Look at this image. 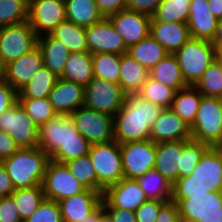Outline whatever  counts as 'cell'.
<instances>
[{
    "label": "cell",
    "instance_id": "6da1fadb",
    "mask_svg": "<svg viewBox=\"0 0 222 222\" xmlns=\"http://www.w3.org/2000/svg\"><path fill=\"white\" fill-rule=\"evenodd\" d=\"M38 147L63 163L89 153L91 144L78 132L70 115L56 114L38 128Z\"/></svg>",
    "mask_w": 222,
    "mask_h": 222
},
{
    "label": "cell",
    "instance_id": "7a4b0ae2",
    "mask_svg": "<svg viewBox=\"0 0 222 222\" xmlns=\"http://www.w3.org/2000/svg\"><path fill=\"white\" fill-rule=\"evenodd\" d=\"M164 110L139 94H128L121 109L113 116L114 140L119 144L150 139L154 121Z\"/></svg>",
    "mask_w": 222,
    "mask_h": 222
},
{
    "label": "cell",
    "instance_id": "3957f363",
    "mask_svg": "<svg viewBox=\"0 0 222 222\" xmlns=\"http://www.w3.org/2000/svg\"><path fill=\"white\" fill-rule=\"evenodd\" d=\"M222 191V157L208 147L188 177H179L172 185V195H198Z\"/></svg>",
    "mask_w": 222,
    "mask_h": 222
},
{
    "label": "cell",
    "instance_id": "277c9868",
    "mask_svg": "<svg viewBox=\"0 0 222 222\" xmlns=\"http://www.w3.org/2000/svg\"><path fill=\"white\" fill-rule=\"evenodd\" d=\"M50 156L41 148L19 149L1 161L15 189L42 185Z\"/></svg>",
    "mask_w": 222,
    "mask_h": 222
},
{
    "label": "cell",
    "instance_id": "5b68a950",
    "mask_svg": "<svg viewBox=\"0 0 222 222\" xmlns=\"http://www.w3.org/2000/svg\"><path fill=\"white\" fill-rule=\"evenodd\" d=\"M187 86H195L206 69L218 58L211 41L190 38L174 53Z\"/></svg>",
    "mask_w": 222,
    "mask_h": 222
},
{
    "label": "cell",
    "instance_id": "8992f818",
    "mask_svg": "<svg viewBox=\"0 0 222 222\" xmlns=\"http://www.w3.org/2000/svg\"><path fill=\"white\" fill-rule=\"evenodd\" d=\"M88 155L97 177V192L103 195L108 186L124 178L120 144L115 140L93 144Z\"/></svg>",
    "mask_w": 222,
    "mask_h": 222
},
{
    "label": "cell",
    "instance_id": "52a82bcc",
    "mask_svg": "<svg viewBox=\"0 0 222 222\" xmlns=\"http://www.w3.org/2000/svg\"><path fill=\"white\" fill-rule=\"evenodd\" d=\"M183 222H222V191L172 195Z\"/></svg>",
    "mask_w": 222,
    "mask_h": 222
},
{
    "label": "cell",
    "instance_id": "ba28073f",
    "mask_svg": "<svg viewBox=\"0 0 222 222\" xmlns=\"http://www.w3.org/2000/svg\"><path fill=\"white\" fill-rule=\"evenodd\" d=\"M190 130L192 139L209 147H214L222 139V105L219 97H201Z\"/></svg>",
    "mask_w": 222,
    "mask_h": 222
},
{
    "label": "cell",
    "instance_id": "9c48e42d",
    "mask_svg": "<svg viewBox=\"0 0 222 222\" xmlns=\"http://www.w3.org/2000/svg\"><path fill=\"white\" fill-rule=\"evenodd\" d=\"M0 130L8 133L19 149L38 147V127L18 102L0 116Z\"/></svg>",
    "mask_w": 222,
    "mask_h": 222
},
{
    "label": "cell",
    "instance_id": "30bf717a",
    "mask_svg": "<svg viewBox=\"0 0 222 222\" xmlns=\"http://www.w3.org/2000/svg\"><path fill=\"white\" fill-rule=\"evenodd\" d=\"M125 96L118 83L93 77L85 86L84 106L113 117L123 106Z\"/></svg>",
    "mask_w": 222,
    "mask_h": 222
},
{
    "label": "cell",
    "instance_id": "8fae6325",
    "mask_svg": "<svg viewBox=\"0 0 222 222\" xmlns=\"http://www.w3.org/2000/svg\"><path fill=\"white\" fill-rule=\"evenodd\" d=\"M38 36L28 21L0 27V57L6 65L37 47Z\"/></svg>",
    "mask_w": 222,
    "mask_h": 222
},
{
    "label": "cell",
    "instance_id": "7c38bea8",
    "mask_svg": "<svg viewBox=\"0 0 222 222\" xmlns=\"http://www.w3.org/2000/svg\"><path fill=\"white\" fill-rule=\"evenodd\" d=\"M78 132L91 144L114 140L113 117L85 106L71 115Z\"/></svg>",
    "mask_w": 222,
    "mask_h": 222
},
{
    "label": "cell",
    "instance_id": "4fadbf2b",
    "mask_svg": "<svg viewBox=\"0 0 222 222\" xmlns=\"http://www.w3.org/2000/svg\"><path fill=\"white\" fill-rule=\"evenodd\" d=\"M46 199L56 202L79 194L87 188L71 174L66 164L50 160L42 182Z\"/></svg>",
    "mask_w": 222,
    "mask_h": 222
},
{
    "label": "cell",
    "instance_id": "5bb4252c",
    "mask_svg": "<svg viewBox=\"0 0 222 222\" xmlns=\"http://www.w3.org/2000/svg\"><path fill=\"white\" fill-rule=\"evenodd\" d=\"M124 178L137 179L154 169L156 143L151 139L120 144Z\"/></svg>",
    "mask_w": 222,
    "mask_h": 222
},
{
    "label": "cell",
    "instance_id": "9a60e30c",
    "mask_svg": "<svg viewBox=\"0 0 222 222\" xmlns=\"http://www.w3.org/2000/svg\"><path fill=\"white\" fill-rule=\"evenodd\" d=\"M65 20V0L29 1L28 23L38 37L51 34V32Z\"/></svg>",
    "mask_w": 222,
    "mask_h": 222
},
{
    "label": "cell",
    "instance_id": "2e32d148",
    "mask_svg": "<svg viewBox=\"0 0 222 222\" xmlns=\"http://www.w3.org/2000/svg\"><path fill=\"white\" fill-rule=\"evenodd\" d=\"M147 199L136 179L122 178L104 190L101 204L103 208H119L135 212Z\"/></svg>",
    "mask_w": 222,
    "mask_h": 222
},
{
    "label": "cell",
    "instance_id": "e0dca14e",
    "mask_svg": "<svg viewBox=\"0 0 222 222\" xmlns=\"http://www.w3.org/2000/svg\"><path fill=\"white\" fill-rule=\"evenodd\" d=\"M88 52L112 53L121 55L127 53L128 48L122 36L115 30L108 18L86 28Z\"/></svg>",
    "mask_w": 222,
    "mask_h": 222
},
{
    "label": "cell",
    "instance_id": "ac0fdd59",
    "mask_svg": "<svg viewBox=\"0 0 222 222\" xmlns=\"http://www.w3.org/2000/svg\"><path fill=\"white\" fill-rule=\"evenodd\" d=\"M107 18L122 36L127 48L149 36L152 16L148 14L124 9Z\"/></svg>",
    "mask_w": 222,
    "mask_h": 222
},
{
    "label": "cell",
    "instance_id": "d6986e66",
    "mask_svg": "<svg viewBox=\"0 0 222 222\" xmlns=\"http://www.w3.org/2000/svg\"><path fill=\"white\" fill-rule=\"evenodd\" d=\"M150 139L158 144L187 141L192 139V136L190 126L171 108H164L151 127Z\"/></svg>",
    "mask_w": 222,
    "mask_h": 222
},
{
    "label": "cell",
    "instance_id": "ffe728a7",
    "mask_svg": "<svg viewBox=\"0 0 222 222\" xmlns=\"http://www.w3.org/2000/svg\"><path fill=\"white\" fill-rule=\"evenodd\" d=\"M43 66L42 52L37 46L29 53L6 64L4 81L18 92Z\"/></svg>",
    "mask_w": 222,
    "mask_h": 222
},
{
    "label": "cell",
    "instance_id": "44dd1931",
    "mask_svg": "<svg viewBox=\"0 0 222 222\" xmlns=\"http://www.w3.org/2000/svg\"><path fill=\"white\" fill-rule=\"evenodd\" d=\"M48 98L57 114L71 115L84 106L85 86L59 78Z\"/></svg>",
    "mask_w": 222,
    "mask_h": 222
},
{
    "label": "cell",
    "instance_id": "7402d4cb",
    "mask_svg": "<svg viewBox=\"0 0 222 222\" xmlns=\"http://www.w3.org/2000/svg\"><path fill=\"white\" fill-rule=\"evenodd\" d=\"M101 201L102 194L91 189L58 201L62 221L81 222L101 205Z\"/></svg>",
    "mask_w": 222,
    "mask_h": 222
},
{
    "label": "cell",
    "instance_id": "603a6c76",
    "mask_svg": "<svg viewBox=\"0 0 222 222\" xmlns=\"http://www.w3.org/2000/svg\"><path fill=\"white\" fill-rule=\"evenodd\" d=\"M149 35L158 41L168 54H174L191 38L187 23H167L155 21L153 18Z\"/></svg>",
    "mask_w": 222,
    "mask_h": 222
},
{
    "label": "cell",
    "instance_id": "cb8c5ba5",
    "mask_svg": "<svg viewBox=\"0 0 222 222\" xmlns=\"http://www.w3.org/2000/svg\"><path fill=\"white\" fill-rule=\"evenodd\" d=\"M188 28L192 38L211 41L214 37L218 19L210 12L207 0H191Z\"/></svg>",
    "mask_w": 222,
    "mask_h": 222
},
{
    "label": "cell",
    "instance_id": "d4e9b609",
    "mask_svg": "<svg viewBox=\"0 0 222 222\" xmlns=\"http://www.w3.org/2000/svg\"><path fill=\"white\" fill-rule=\"evenodd\" d=\"M182 141L162 142L156 144L154 169L157 170L171 185L179 178L181 168Z\"/></svg>",
    "mask_w": 222,
    "mask_h": 222
},
{
    "label": "cell",
    "instance_id": "484cf974",
    "mask_svg": "<svg viewBox=\"0 0 222 222\" xmlns=\"http://www.w3.org/2000/svg\"><path fill=\"white\" fill-rule=\"evenodd\" d=\"M37 46L42 52L43 65L60 78L71 51L51 34L39 36Z\"/></svg>",
    "mask_w": 222,
    "mask_h": 222
},
{
    "label": "cell",
    "instance_id": "4316f807",
    "mask_svg": "<svg viewBox=\"0 0 222 222\" xmlns=\"http://www.w3.org/2000/svg\"><path fill=\"white\" fill-rule=\"evenodd\" d=\"M149 76V71L130 55H120L119 85L126 95L138 93Z\"/></svg>",
    "mask_w": 222,
    "mask_h": 222
},
{
    "label": "cell",
    "instance_id": "83f0119b",
    "mask_svg": "<svg viewBox=\"0 0 222 222\" xmlns=\"http://www.w3.org/2000/svg\"><path fill=\"white\" fill-rule=\"evenodd\" d=\"M66 20L80 27H90L105 17L95 0H65Z\"/></svg>",
    "mask_w": 222,
    "mask_h": 222
},
{
    "label": "cell",
    "instance_id": "f1b7e54d",
    "mask_svg": "<svg viewBox=\"0 0 222 222\" xmlns=\"http://www.w3.org/2000/svg\"><path fill=\"white\" fill-rule=\"evenodd\" d=\"M93 77L92 54L71 52L60 78L86 86Z\"/></svg>",
    "mask_w": 222,
    "mask_h": 222
},
{
    "label": "cell",
    "instance_id": "f546056e",
    "mask_svg": "<svg viewBox=\"0 0 222 222\" xmlns=\"http://www.w3.org/2000/svg\"><path fill=\"white\" fill-rule=\"evenodd\" d=\"M153 80L171 87L176 92L187 87L181 73L177 58L174 54H168L161 59L149 72Z\"/></svg>",
    "mask_w": 222,
    "mask_h": 222
},
{
    "label": "cell",
    "instance_id": "4dcf8cb0",
    "mask_svg": "<svg viewBox=\"0 0 222 222\" xmlns=\"http://www.w3.org/2000/svg\"><path fill=\"white\" fill-rule=\"evenodd\" d=\"M202 96L195 86H187L175 92L170 108L191 127Z\"/></svg>",
    "mask_w": 222,
    "mask_h": 222
},
{
    "label": "cell",
    "instance_id": "1f68e13d",
    "mask_svg": "<svg viewBox=\"0 0 222 222\" xmlns=\"http://www.w3.org/2000/svg\"><path fill=\"white\" fill-rule=\"evenodd\" d=\"M59 77L43 66L32 79L17 92V99L48 98Z\"/></svg>",
    "mask_w": 222,
    "mask_h": 222
},
{
    "label": "cell",
    "instance_id": "d6a6232c",
    "mask_svg": "<svg viewBox=\"0 0 222 222\" xmlns=\"http://www.w3.org/2000/svg\"><path fill=\"white\" fill-rule=\"evenodd\" d=\"M127 54L144 66L149 72L168 52L150 35L128 48Z\"/></svg>",
    "mask_w": 222,
    "mask_h": 222
},
{
    "label": "cell",
    "instance_id": "836d02e7",
    "mask_svg": "<svg viewBox=\"0 0 222 222\" xmlns=\"http://www.w3.org/2000/svg\"><path fill=\"white\" fill-rule=\"evenodd\" d=\"M51 35L60 40L71 52H88L86 28L71 21L61 22Z\"/></svg>",
    "mask_w": 222,
    "mask_h": 222
},
{
    "label": "cell",
    "instance_id": "e575fe53",
    "mask_svg": "<svg viewBox=\"0 0 222 222\" xmlns=\"http://www.w3.org/2000/svg\"><path fill=\"white\" fill-rule=\"evenodd\" d=\"M136 180L148 199L172 200V185L157 170L152 169Z\"/></svg>",
    "mask_w": 222,
    "mask_h": 222
},
{
    "label": "cell",
    "instance_id": "d590c367",
    "mask_svg": "<svg viewBox=\"0 0 222 222\" xmlns=\"http://www.w3.org/2000/svg\"><path fill=\"white\" fill-rule=\"evenodd\" d=\"M191 0H162L152 18L167 23H187Z\"/></svg>",
    "mask_w": 222,
    "mask_h": 222
},
{
    "label": "cell",
    "instance_id": "8d00e7d4",
    "mask_svg": "<svg viewBox=\"0 0 222 222\" xmlns=\"http://www.w3.org/2000/svg\"><path fill=\"white\" fill-rule=\"evenodd\" d=\"M15 201L21 220L29 218L45 199L42 185L33 188L15 189L11 194Z\"/></svg>",
    "mask_w": 222,
    "mask_h": 222
},
{
    "label": "cell",
    "instance_id": "74e56055",
    "mask_svg": "<svg viewBox=\"0 0 222 222\" xmlns=\"http://www.w3.org/2000/svg\"><path fill=\"white\" fill-rule=\"evenodd\" d=\"M93 76L118 83L120 77V55L112 53L92 54Z\"/></svg>",
    "mask_w": 222,
    "mask_h": 222
},
{
    "label": "cell",
    "instance_id": "f35d334b",
    "mask_svg": "<svg viewBox=\"0 0 222 222\" xmlns=\"http://www.w3.org/2000/svg\"><path fill=\"white\" fill-rule=\"evenodd\" d=\"M195 87L203 96L219 97L222 94V61L219 58L206 69Z\"/></svg>",
    "mask_w": 222,
    "mask_h": 222
},
{
    "label": "cell",
    "instance_id": "ab89813d",
    "mask_svg": "<svg viewBox=\"0 0 222 222\" xmlns=\"http://www.w3.org/2000/svg\"><path fill=\"white\" fill-rule=\"evenodd\" d=\"M175 90L159 81L153 80L150 76L137 93L145 100L160 105L163 108H170L174 99Z\"/></svg>",
    "mask_w": 222,
    "mask_h": 222
},
{
    "label": "cell",
    "instance_id": "60d3db41",
    "mask_svg": "<svg viewBox=\"0 0 222 222\" xmlns=\"http://www.w3.org/2000/svg\"><path fill=\"white\" fill-rule=\"evenodd\" d=\"M28 0H0V27L28 21Z\"/></svg>",
    "mask_w": 222,
    "mask_h": 222
},
{
    "label": "cell",
    "instance_id": "b9f144b4",
    "mask_svg": "<svg viewBox=\"0 0 222 222\" xmlns=\"http://www.w3.org/2000/svg\"><path fill=\"white\" fill-rule=\"evenodd\" d=\"M72 175L87 189L97 191V177L90 156L84 155L65 163Z\"/></svg>",
    "mask_w": 222,
    "mask_h": 222
},
{
    "label": "cell",
    "instance_id": "7bdbcfd3",
    "mask_svg": "<svg viewBox=\"0 0 222 222\" xmlns=\"http://www.w3.org/2000/svg\"><path fill=\"white\" fill-rule=\"evenodd\" d=\"M17 102L25 109L38 128L57 114L49 98L17 99Z\"/></svg>",
    "mask_w": 222,
    "mask_h": 222
},
{
    "label": "cell",
    "instance_id": "ee69618b",
    "mask_svg": "<svg viewBox=\"0 0 222 222\" xmlns=\"http://www.w3.org/2000/svg\"><path fill=\"white\" fill-rule=\"evenodd\" d=\"M209 146L190 139L182 141L181 168H179V177H188L198 164L201 155Z\"/></svg>",
    "mask_w": 222,
    "mask_h": 222
},
{
    "label": "cell",
    "instance_id": "f6af8a7d",
    "mask_svg": "<svg viewBox=\"0 0 222 222\" xmlns=\"http://www.w3.org/2000/svg\"><path fill=\"white\" fill-rule=\"evenodd\" d=\"M23 222H63L58 202L45 198L36 211Z\"/></svg>",
    "mask_w": 222,
    "mask_h": 222
},
{
    "label": "cell",
    "instance_id": "bcb514c9",
    "mask_svg": "<svg viewBox=\"0 0 222 222\" xmlns=\"http://www.w3.org/2000/svg\"><path fill=\"white\" fill-rule=\"evenodd\" d=\"M171 200L147 199L135 210L136 222H156L161 207Z\"/></svg>",
    "mask_w": 222,
    "mask_h": 222
},
{
    "label": "cell",
    "instance_id": "7dc6e473",
    "mask_svg": "<svg viewBox=\"0 0 222 222\" xmlns=\"http://www.w3.org/2000/svg\"><path fill=\"white\" fill-rule=\"evenodd\" d=\"M0 222H23L11 196L0 198Z\"/></svg>",
    "mask_w": 222,
    "mask_h": 222
},
{
    "label": "cell",
    "instance_id": "c3c4849f",
    "mask_svg": "<svg viewBox=\"0 0 222 222\" xmlns=\"http://www.w3.org/2000/svg\"><path fill=\"white\" fill-rule=\"evenodd\" d=\"M17 91L5 81L0 82V116L17 103Z\"/></svg>",
    "mask_w": 222,
    "mask_h": 222
},
{
    "label": "cell",
    "instance_id": "681fc988",
    "mask_svg": "<svg viewBox=\"0 0 222 222\" xmlns=\"http://www.w3.org/2000/svg\"><path fill=\"white\" fill-rule=\"evenodd\" d=\"M162 0H126V9L152 16Z\"/></svg>",
    "mask_w": 222,
    "mask_h": 222
},
{
    "label": "cell",
    "instance_id": "f907efd6",
    "mask_svg": "<svg viewBox=\"0 0 222 222\" xmlns=\"http://www.w3.org/2000/svg\"><path fill=\"white\" fill-rule=\"evenodd\" d=\"M156 222H183L177 204L172 200L166 202L161 207Z\"/></svg>",
    "mask_w": 222,
    "mask_h": 222
},
{
    "label": "cell",
    "instance_id": "816d5d0a",
    "mask_svg": "<svg viewBox=\"0 0 222 222\" xmlns=\"http://www.w3.org/2000/svg\"><path fill=\"white\" fill-rule=\"evenodd\" d=\"M105 18L126 9V0H95Z\"/></svg>",
    "mask_w": 222,
    "mask_h": 222
},
{
    "label": "cell",
    "instance_id": "f5cc1de1",
    "mask_svg": "<svg viewBox=\"0 0 222 222\" xmlns=\"http://www.w3.org/2000/svg\"><path fill=\"white\" fill-rule=\"evenodd\" d=\"M19 150L12 137L0 130V162L8 157H11L15 152Z\"/></svg>",
    "mask_w": 222,
    "mask_h": 222
},
{
    "label": "cell",
    "instance_id": "db71d44e",
    "mask_svg": "<svg viewBox=\"0 0 222 222\" xmlns=\"http://www.w3.org/2000/svg\"><path fill=\"white\" fill-rule=\"evenodd\" d=\"M104 210L112 217L113 222H136L133 211L119 208H104Z\"/></svg>",
    "mask_w": 222,
    "mask_h": 222
},
{
    "label": "cell",
    "instance_id": "11a10c76",
    "mask_svg": "<svg viewBox=\"0 0 222 222\" xmlns=\"http://www.w3.org/2000/svg\"><path fill=\"white\" fill-rule=\"evenodd\" d=\"M15 188L3 164L0 162V198L10 197Z\"/></svg>",
    "mask_w": 222,
    "mask_h": 222
},
{
    "label": "cell",
    "instance_id": "9f6ffc18",
    "mask_svg": "<svg viewBox=\"0 0 222 222\" xmlns=\"http://www.w3.org/2000/svg\"><path fill=\"white\" fill-rule=\"evenodd\" d=\"M211 43L216 48L217 52L222 49V19L218 20L217 28Z\"/></svg>",
    "mask_w": 222,
    "mask_h": 222
},
{
    "label": "cell",
    "instance_id": "6f0895ef",
    "mask_svg": "<svg viewBox=\"0 0 222 222\" xmlns=\"http://www.w3.org/2000/svg\"><path fill=\"white\" fill-rule=\"evenodd\" d=\"M210 12L219 20L222 19V0H207Z\"/></svg>",
    "mask_w": 222,
    "mask_h": 222
},
{
    "label": "cell",
    "instance_id": "680465c9",
    "mask_svg": "<svg viewBox=\"0 0 222 222\" xmlns=\"http://www.w3.org/2000/svg\"><path fill=\"white\" fill-rule=\"evenodd\" d=\"M96 222H113L112 217L104 210L102 204L98 207V218Z\"/></svg>",
    "mask_w": 222,
    "mask_h": 222
},
{
    "label": "cell",
    "instance_id": "91938a15",
    "mask_svg": "<svg viewBox=\"0 0 222 222\" xmlns=\"http://www.w3.org/2000/svg\"><path fill=\"white\" fill-rule=\"evenodd\" d=\"M98 218V208L87 218H83L81 222H96Z\"/></svg>",
    "mask_w": 222,
    "mask_h": 222
},
{
    "label": "cell",
    "instance_id": "94428289",
    "mask_svg": "<svg viewBox=\"0 0 222 222\" xmlns=\"http://www.w3.org/2000/svg\"><path fill=\"white\" fill-rule=\"evenodd\" d=\"M5 68L6 65L3 63L2 58L0 57V82L5 79Z\"/></svg>",
    "mask_w": 222,
    "mask_h": 222
},
{
    "label": "cell",
    "instance_id": "6125c7cd",
    "mask_svg": "<svg viewBox=\"0 0 222 222\" xmlns=\"http://www.w3.org/2000/svg\"><path fill=\"white\" fill-rule=\"evenodd\" d=\"M214 148L218 151V153L222 157V139L214 146Z\"/></svg>",
    "mask_w": 222,
    "mask_h": 222
},
{
    "label": "cell",
    "instance_id": "be15d7a7",
    "mask_svg": "<svg viewBox=\"0 0 222 222\" xmlns=\"http://www.w3.org/2000/svg\"><path fill=\"white\" fill-rule=\"evenodd\" d=\"M218 58L222 61V49L218 52Z\"/></svg>",
    "mask_w": 222,
    "mask_h": 222
},
{
    "label": "cell",
    "instance_id": "e7e4bbea",
    "mask_svg": "<svg viewBox=\"0 0 222 222\" xmlns=\"http://www.w3.org/2000/svg\"><path fill=\"white\" fill-rule=\"evenodd\" d=\"M219 99H220V102H221V105H222V94L219 96Z\"/></svg>",
    "mask_w": 222,
    "mask_h": 222
}]
</instances>
